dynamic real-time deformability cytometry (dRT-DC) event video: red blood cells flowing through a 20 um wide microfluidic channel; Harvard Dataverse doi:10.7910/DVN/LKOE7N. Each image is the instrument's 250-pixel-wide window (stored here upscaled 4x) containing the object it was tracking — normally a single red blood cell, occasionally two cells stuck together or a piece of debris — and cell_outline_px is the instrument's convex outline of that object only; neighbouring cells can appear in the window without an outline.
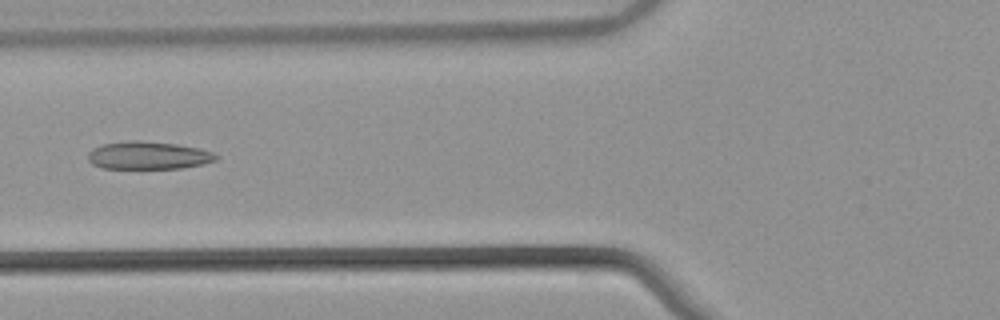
{"species": "common noctule bat (a hibernating species)", "species_latin": "Nyctalus noctula", "temperature_condition": "warm", "stored_images_in_passage": 38, "camera_frame_rate_fps": 3000, "um_per_image_px": 0.085, "animal": {"sex": "male", "body_mass_g": 21.5, "forearm_length_mm": 52.0}, "frame": {"image": 1, "passage_image": 6, "time_ms": 1.667, "image_size_px": [1000, 320], "cell_outline_px": [[220, 156], [216, 160], [204, 164], [184, 168], [104, 168], [92, 164], [88, 160], [88, 152], [92, 148], [104, 144], [132, 140], [140, 140], [176, 144], [200, 148], [212, 152]], "centroid_in_image_um": [12.63, 13.21], "position_along_channel_um": 113.2, "area_um2": 20.81}}
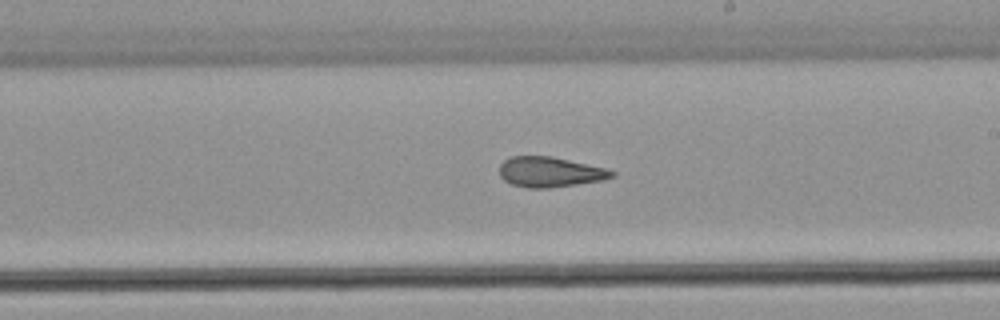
{"frame": {"image": 2, "passage_image": 16, "time_ms": 5.0, "image_size_px": [1000, 320], "cell_outline_px": [[616, 176], [604, 180], [548, 188], [528, 188], [512, 184], [504, 180], [500, 176], [500, 164], [504, 160], [512, 156], [552, 156], [608, 168], [616, 172]], "centroid_in_image_um": [46.79, 14.61], "position_along_channel_um": 242.2, "area_um2": 19.94}}
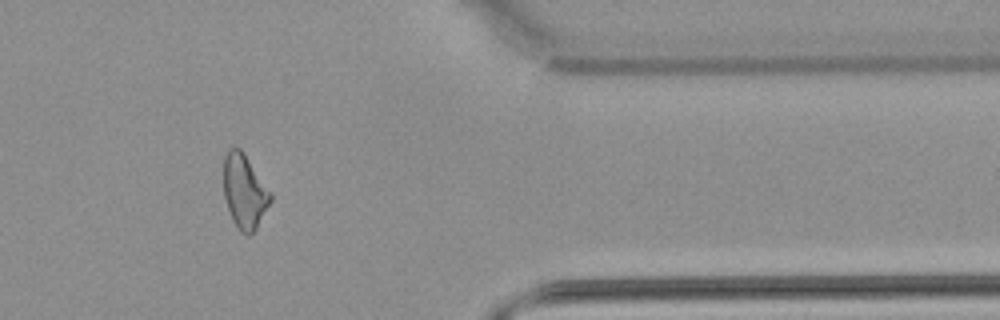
{"frame": {"image": 3, "passage_image": 29, "time_ms": 9.333, "image_size_px": [1000, 320], "cell_outline_px": [[272, 200], [256, 228], [248, 236], [240, 232], [232, 220], [224, 196], [224, 156], [228, 148], [240, 148], [244, 152], [272, 192]], "centroid_in_image_um": [20.79, 16.26], "position_along_channel_um": 390.6, "area_um2": 20.4}, "authors_computed_cell_mechanics": {"area_um2": 20.3745, "velocity_mm_per_s": 3.8746, "shape_relaxation_time_tau1_ms": null, "shape_relaxation_time_tau2_ms": 2.1463, "deformation_change_tau1": null, "deformation_change_tau2": 0.1061}}